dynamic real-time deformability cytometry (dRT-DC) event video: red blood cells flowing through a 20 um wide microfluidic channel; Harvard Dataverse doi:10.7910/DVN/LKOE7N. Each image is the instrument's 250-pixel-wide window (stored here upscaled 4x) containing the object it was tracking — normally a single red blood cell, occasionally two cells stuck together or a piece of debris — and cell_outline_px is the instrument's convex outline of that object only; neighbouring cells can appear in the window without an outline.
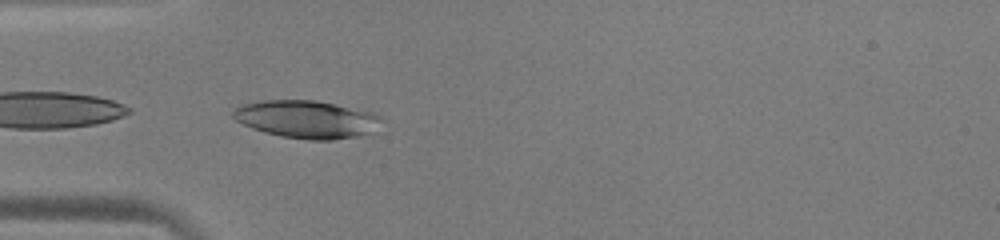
{"species": "human", "species_latin": "Homo sapiens", "temperature_condition": "warm", "stored_images_in_passage": 37, "camera_frame_rate_fps": 3000, "um_per_image_px": 0.085, "donor": {"sex": "male"}, "frame": {"image": 1, "passage_image": 1, "time_ms": 0.0, "image_size_px": [1000, 240], "cell_outline_px": [[384, 120], [368, 132], [360, 136], [332, 140], [308, 140], [280, 136], [264, 132], [252, 128], [236, 120], [232, 116], [232, 112], [236, 108], [244, 104], [260, 100], [316, 100], [372, 112], [380, 116]], "centroid_in_image_um": [26.05, 10.14], "position_along_channel_um": 59.0, "area_um2": 32.48}}
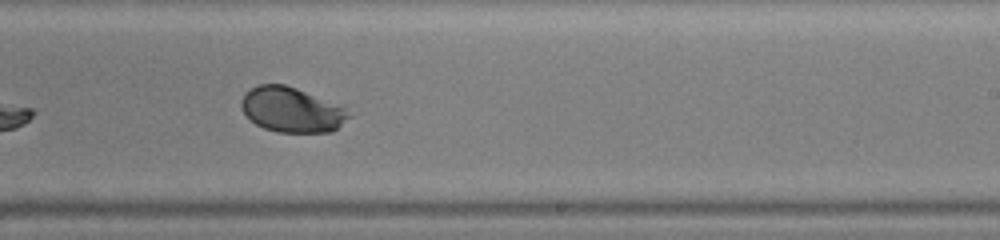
{"frame": {"image": 2, "passage_image": 17, "time_ms": 5.333, "image_size_px": [1000, 240], "cell_outline_px": [[352, 116], [332, 132], [276, 132], [264, 128], [256, 124], [244, 112], [240, 104], [244, 96], [252, 88], [260, 84], [284, 84], [296, 88], [344, 108]], "centroid_in_image_um": [24.79, 9.35], "position_along_channel_um": 264.2, "area_um2": 27.57}}
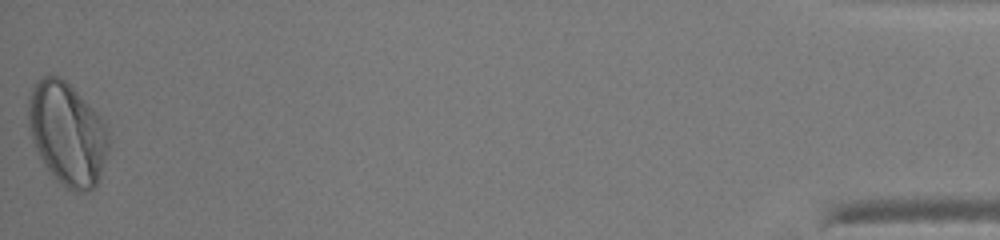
{"frame": {"image": 3, "passage_image": 37, "time_ms": 12.0, "image_size_px": [1000, 240], "cell_outline_px": [[108, 148], [96, 184], [88, 192], [76, 192], [68, 188], [48, 168], [40, 156], [36, 148], [28, 128], [28, 100], [32, 88], [36, 80], [44, 76], [60, 76], [100, 116], [108, 132]], "centroid_in_image_um": [5.69, 11.33], "position_along_channel_um": 429.5, "area_um2": 46.99}, "authors_computed_cell_mechanics": {"area_um2": 31.0386, "velocity_mm_per_s": 3.9235, "shape_relaxation_time_tau1_ms": 2.9407, "shape_relaxation_time_tau2_ms": null, "deformation_change_tau1": 0.168, "deformation_change_tau2": null}}